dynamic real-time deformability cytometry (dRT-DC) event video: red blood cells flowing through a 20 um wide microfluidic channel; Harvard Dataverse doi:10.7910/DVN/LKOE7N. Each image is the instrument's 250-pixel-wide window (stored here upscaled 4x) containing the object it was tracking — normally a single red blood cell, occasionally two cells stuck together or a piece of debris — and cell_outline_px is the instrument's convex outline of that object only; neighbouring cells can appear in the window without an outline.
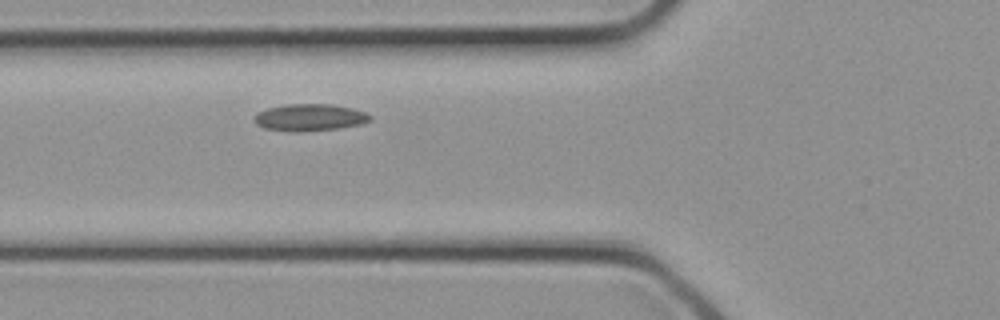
{"species": "common noctule bat (a hibernating species)", "species_latin": "Nyctalus noctula", "temperature_condition": "cold", "stored_images_in_passage": 2, "camera_frame_rate_fps": 3000, "um_per_image_px": 0.085, "animal": {"sex": "female", "body_mass_g": 21.9}, "frame": {"image": 1, "passage_image": 2, "time_ms": 0.333, "image_size_px": [1000, 320], "cell_outline_px": [[372, 120], [360, 124], [340, 128], [300, 132], [296, 132], [264, 128], [256, 124], [256, 112], [268, 108], [288, 104], [332, 104], [352, 108], [364, 112], [372, 116]], "centroid_in_image_um": [26.35, 9.98], "position_along_channel_um": 99.5, "area_um2": 18.15}}